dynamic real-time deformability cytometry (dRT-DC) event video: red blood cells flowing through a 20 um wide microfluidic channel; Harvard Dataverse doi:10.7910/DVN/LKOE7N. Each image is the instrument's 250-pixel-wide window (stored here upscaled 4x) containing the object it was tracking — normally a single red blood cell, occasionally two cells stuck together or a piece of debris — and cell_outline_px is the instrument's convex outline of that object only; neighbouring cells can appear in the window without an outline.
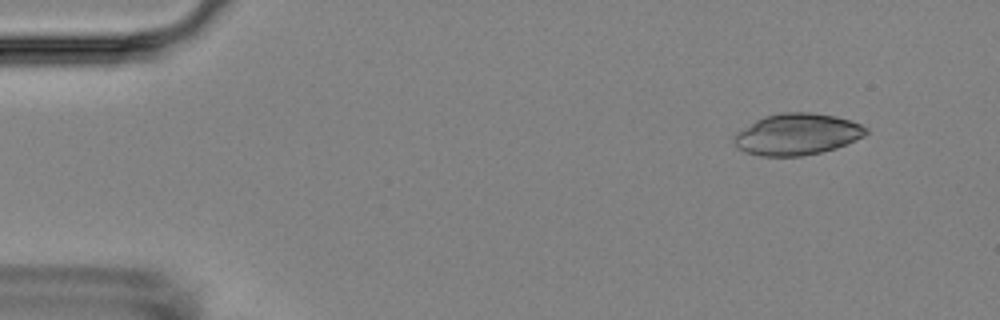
{"species": "Egyptian fruit bat (a non-hibernating species)", "species_latin": "Rousettus aegyptiacus", "temperature_condition": "room temperature", "stored_images_in_passage": 6, "camera_frame_rate_fps": 3000, "um_per_image_px": 0.085, "animal": {"sex": "female"}, "frame": {"image": 1, "passage_image": 2, "time_ms": 1.333, "image_size_px": [1000, 320], "cell_outline_px": [[868, 132], [864, 136], [836, 148], [820, 152], [800, 156], [760, 156], [744, 152], [736, 148], [732, 140], [732, 136], [736, 132], [756, 120], [764, 116], [780, 112], [812, 112], [836, 116], [860, 124], [868, 128]], "centroid_in_image_um": [67.7, 11.41], "position_along_channel_um": 17.3, "area_um2": 32.08}}
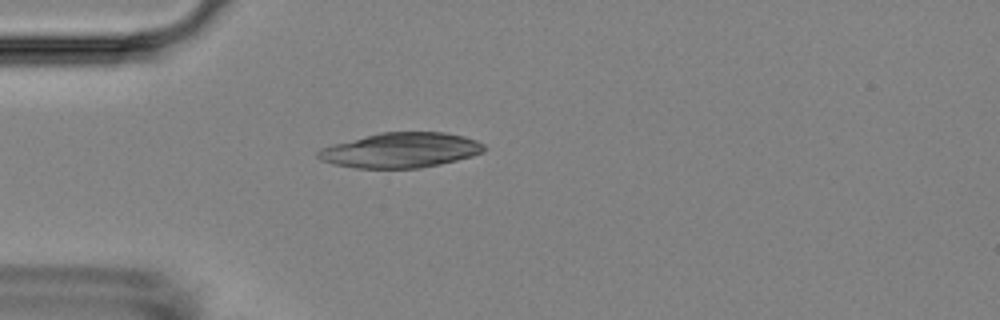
{"frame": {"image": 2, "passage_image": 5, "time_ms": 4.667, "image_size_px": [1000, 320], "cell_outline_px": [[488, 148], [484, 152], [472, 156], [440, 164], [420, 168], [356, 168], [336, 164], [320, 160], [316, 156], [316, 152], [324, 148], [336, 144], [380, 132], [444, 132], [464, 136], [476, 140], [484, 144]], "centroid_in_image_um": [34.13, 12.77], "position_along_channel_um": 50.9, "area_um2": 33.64}}